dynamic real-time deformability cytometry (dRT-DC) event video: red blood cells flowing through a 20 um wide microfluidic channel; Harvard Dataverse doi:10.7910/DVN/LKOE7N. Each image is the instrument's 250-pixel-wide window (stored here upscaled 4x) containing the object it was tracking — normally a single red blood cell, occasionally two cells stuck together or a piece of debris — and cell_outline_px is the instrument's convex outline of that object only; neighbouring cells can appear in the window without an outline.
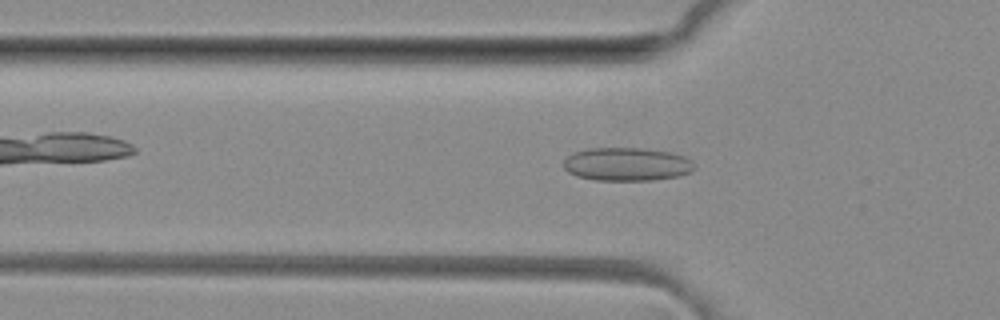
{"species": "common noctule bat (a hibernating species)", "species_latin": "Nyctalus noctula", "temperature_condition": "room temperature", "stored_images_in_passage": 34, "camera_frame_rate_fps": 3000, "um_per_image_px": 0.085, "animal": {"sex": "female", "body_mass_g": 29.2, "forearm_length_mm": 56.3}, "frame": {"image": 1, "passage_image": 15, "time_ms": 4.667, "image_size_px": [1000, 320], "cell_outline_px": [[696, 168], [680, 176], [652, 180], [596, 180], [576, 176], [568, 172], [564, 168], [564, 160], [568, 156], [576, 152], [588, 148], [644, 148], [668, 152], [684, 156], [692, 160], [696, 164]], "centroid_in_image_um": [53.3, 13.96], "position_along_channel_um": 72.5, "area_um2": 25.43}}
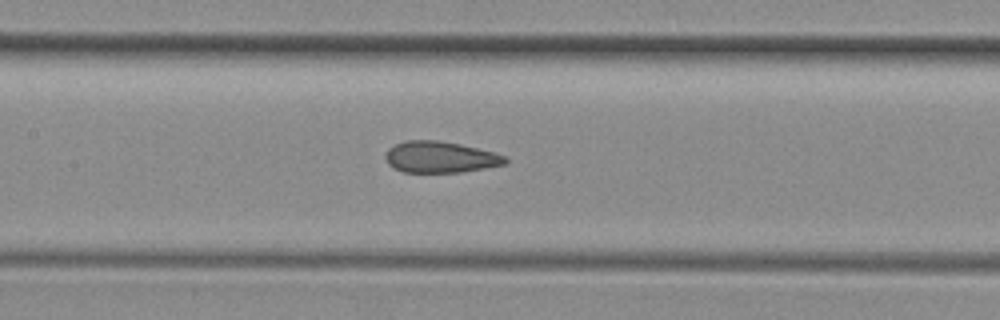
{"frame": {"image": 2, "passage_image": 22, "time_ms": 7.0, "image_size_px": [1000, 320], "cell_outline_px": [[508, 160], [504, 164], [484, 168], [460, 172], [404, 172], [392, 168], [388, 164], [384, 156], [388, 148], [404, 140], [436, 140], [460, 144], [492, 152], [504, 156]], "centroid_in_image_um": [37.35, 13.35], "position_along_channel_um": 170.0, "area_um2": 21.73}}
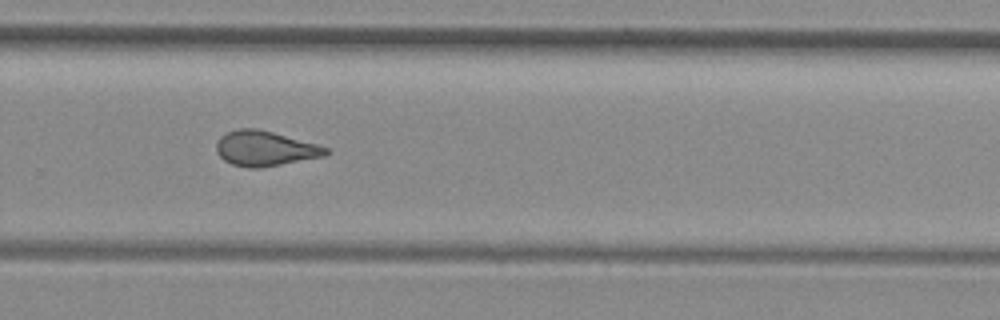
{"frame": {"image": 3, "passage_image": 32, "time_ms": 10.333, "image_size_px": [1000, 320], "cell_outline_px": [[328, 152], [324, 156], [260, 168], [248, 168], [232, 164], [224, 160], [216, 152], [216, 144], [220, 136], [236, 128], [256, 128], [272, 132], [316, 144], [328, 148]], "centroid_in_image_um": [22.48, 12.62], "position_along_channel_um": 307.3, "area_um2": 22.14}}